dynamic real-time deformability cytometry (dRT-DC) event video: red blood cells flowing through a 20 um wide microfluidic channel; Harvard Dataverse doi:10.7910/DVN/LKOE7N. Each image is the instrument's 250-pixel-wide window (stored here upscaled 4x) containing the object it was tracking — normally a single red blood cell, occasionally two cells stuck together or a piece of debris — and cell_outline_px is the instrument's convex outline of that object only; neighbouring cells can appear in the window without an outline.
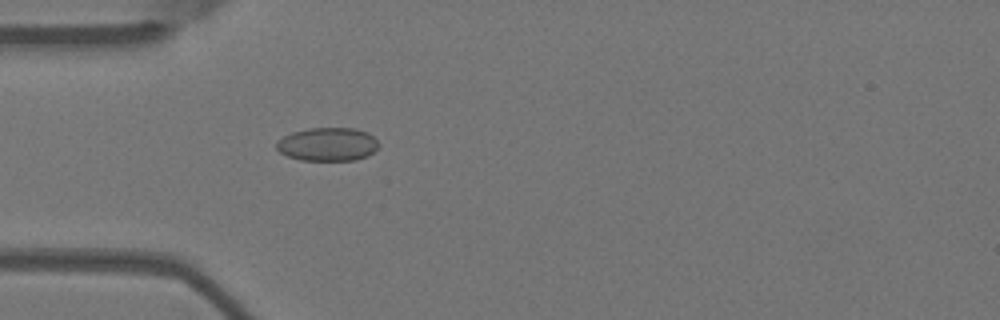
{"species": "Egyptian fruit bat (a non-hibernating species)", "species_latin": "Rousettus aegyptiacus", "temperature_condition": "warm", "stored_images_in_passage": 4, "camera_frame_rate_fps": 3000, "um_per_image_px": 0.085, "animal": {"sex": "female"}, "frame": {"image": 1, "passage_image": 4, "time_ms": 1.0, "image_size_px": [1000, 320], "cell_outline_px": [[380, 144], [368, 156], [356, 160], [300, 160], [288, 156], [280, 152], [276, 148], [276, 144], [284, 136], [292, 132], [308, 128], [356, 128], [368, 132]], "centroid_in_image_um": [27.87, 12.26], "position_along_channel_um": 57.1, "area_um2": 19.88}}